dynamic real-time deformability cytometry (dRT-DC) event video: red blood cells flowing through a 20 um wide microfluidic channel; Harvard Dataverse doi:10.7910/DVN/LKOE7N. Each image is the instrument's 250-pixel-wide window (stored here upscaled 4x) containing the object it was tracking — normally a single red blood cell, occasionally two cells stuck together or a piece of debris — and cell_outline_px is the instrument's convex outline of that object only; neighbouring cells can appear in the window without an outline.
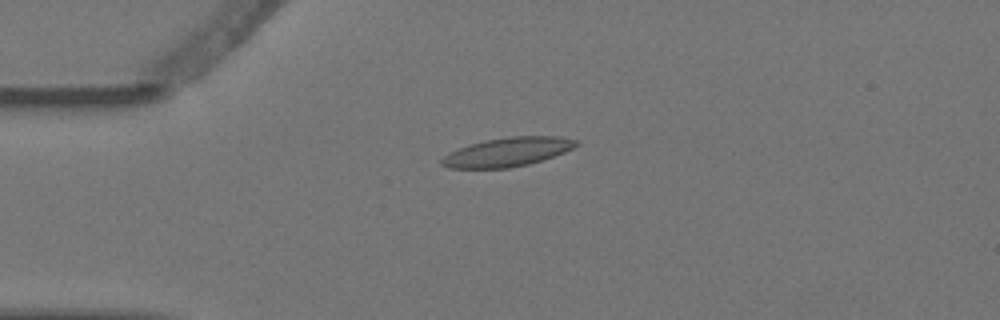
{"species": "Egyptian fruit bat (a non-hibernating species)", "species_latin": "Rousettus aegyptiacus", "temperature_condition": "warm", "stored_images_in_passage": 8, "camera_frame_rate_fps": 3000, "um_per_image_px": 0.085, "animal": {"sex": "female"}, "frame": {"image": 1, "passage_image": 4, "time_ms": 1.0, "image_size_px": [1000, 320], "cell_outline_px": [[580, 144], [564, 152], [528, 164], [508, 168], [448, 168], [440, 164], [440, 160], [448, 152], [472, 144], [488, 140], [512, 136], [560, 136], [576, 140]], "centroid_in_image_um": [43.12, 12.92], "position_along_channel_um": 41.9, "area_um2": 22.37}}
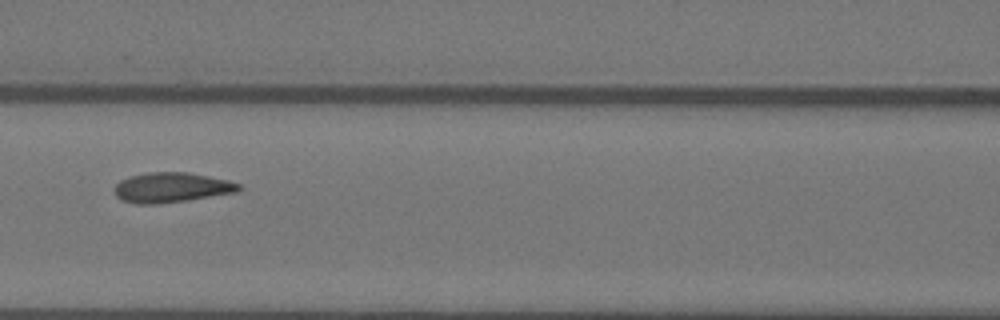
{"frame": {"image": 2, "passage_image": 7, "time_ms": 2.0, "image_size_px": [1000, 320], "cell_outline_px": [[240, 188], [236, 192], [184, 200], [156, 204], [136, 204], [124, 200], [116, 196], [116, 184], [120, 180], [132, 176], [148, 172], [188, 172], [228, 180], [240, 184]], "centroid_in_image_um": [14.57, 15.93], "position_along_channel_um": 152.0, "area_um2": 21.27}}
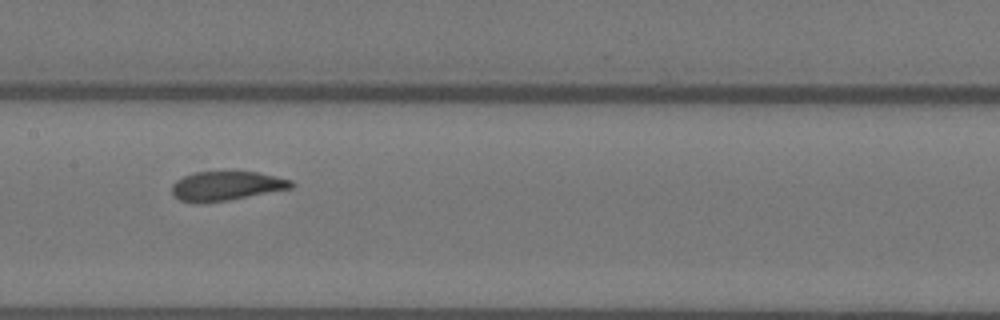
{"frame": {"image": 3, "passage_image": 8, "time_ms": 2.333, "image_size_px": [1000, 320], "cell_outline_px": [[296, 184], [292, 188], [228, 200], [200, 204], [196, 204], [180, 200], [172, 192], [172, 184], [176, 180], [184, 176], [196, 172], [256, 172], [292, 180]], "centroid_in_image_um": [19.23, 15.82], "position_along_channel_um": 188.2, "area_um2": 20.29}}